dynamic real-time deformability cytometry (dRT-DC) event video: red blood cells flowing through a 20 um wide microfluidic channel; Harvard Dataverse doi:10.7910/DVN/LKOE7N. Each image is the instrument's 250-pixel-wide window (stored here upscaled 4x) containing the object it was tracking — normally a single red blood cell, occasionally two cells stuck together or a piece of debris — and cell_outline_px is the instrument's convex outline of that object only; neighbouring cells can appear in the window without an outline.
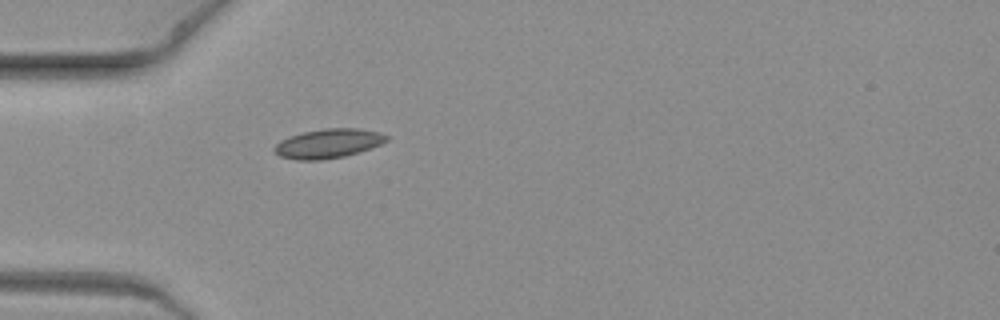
{"species": "common noctule bat (a hibernating species)", "species_latin": "Nyctalus noctula", "temperature_condition": "warm", "stored_images_in_passage": 1, "camera_frame_rate_fps": 3000, "um_per_image_px": 0.085, "animal": {"sex": "female", "body_mass_g": 19.3, "forearm_length_mm": 54.1}, "frame": {"image": 1, "passage_image": 1, "time_ms": 0.0, "image_size_px": [1000, 320], "cell_outline_px": [[388, 140], [372, 148], [360, 152], [344, 156], [320, 160], [296, 160], [280, 156], [272, 148], [280, 140], [288, 136], [304, 132], [324, 128], [360, 128], [380, 132], [388, 136]], "centroid_in_image_um": [27.91, 12.19], "position_along_channel_um": 57.1, "area_um2": 19.25}}